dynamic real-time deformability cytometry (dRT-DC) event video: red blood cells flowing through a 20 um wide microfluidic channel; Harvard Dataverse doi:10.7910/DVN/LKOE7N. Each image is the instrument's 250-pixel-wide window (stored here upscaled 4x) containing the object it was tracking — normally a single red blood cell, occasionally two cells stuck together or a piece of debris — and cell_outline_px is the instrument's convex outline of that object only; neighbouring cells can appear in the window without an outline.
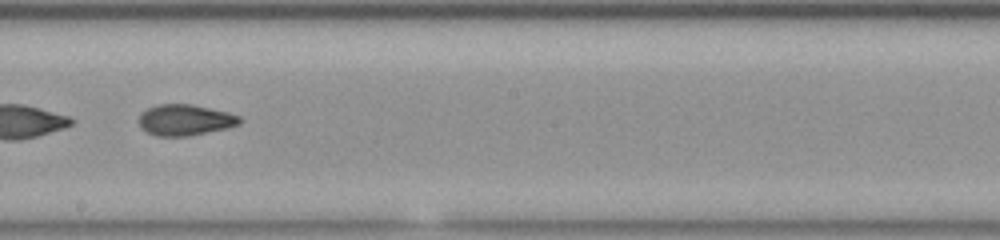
{"species": "common noctule bat (a hibernating species)", "species_latin": "Nyctalus noctula", "temperature_condition": "room temperature", "stored_images_in_passage": 39, "camera_frame_rate_fps": 3000, "um_per_image_px": 0.085, "animal": {"sex": "female", "body_mass_g": 23.0, "forearm_length_mm": 53.4}, "frame": {"image": 1, "passage_image": 17, "time_ms": 5.333, "image_size_px": [1000, 240], "cell_outline_px": [[244, 120], [240, 124], [228, 128], [188, 136], [156, 136], [140, 128], [140, 112], [156, 104], [192, 104], [228, 112], [240, 116]], "centroid_in_image_um": [15.76, 10.19], "position_along_channel_um": 232.4, "area_um2": 18.38}, "authors_computed_cell_mechanics": {"area_um2": 18.8428, "velocity_mm_per_s": 3.8836, "shape_relaxation_time_tau1_ms": null, "shape_relaxation_time_tau2_ms": 1.5687, "deformation_change_tau1": null, "deformation_change_tau2": 0.0725}}